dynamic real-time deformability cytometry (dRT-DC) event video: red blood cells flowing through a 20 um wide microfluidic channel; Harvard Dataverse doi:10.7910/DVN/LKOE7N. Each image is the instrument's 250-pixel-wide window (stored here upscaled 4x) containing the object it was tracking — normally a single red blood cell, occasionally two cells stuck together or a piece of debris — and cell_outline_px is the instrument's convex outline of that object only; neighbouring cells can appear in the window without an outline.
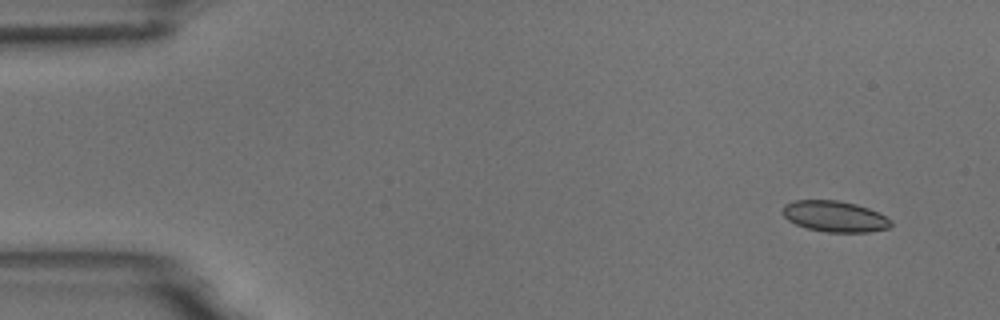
{"species": "common noctule bat (a hibernating species)", "species_latin": "Nyctalus noctula", "temperature_condition": "room temperature", "stored_images_in_passage": 5, "camera_frame_rate_fps": 3000, "um_per_image_px": 0.085, "animal": {"sex": "male", "body_mass_g": 18.8}, "frame": {"image": 1, "passage_image": 1, "time_ms": 0.0, "image_size_px": [1000, 320], "cell_outline_px": [[892, 224], [888, 228], [868, 232], [828, 232], [808, 228], [796, 224], [788, 220], [784, 216], [784, 204], [796, 200], [836, 200], [856, 204], [868, 208], [892, 220]], "centroid_in_image_um": [70.96, 18.39], "position_along_channel_um": 14.0, "area_um2": 19.31}}
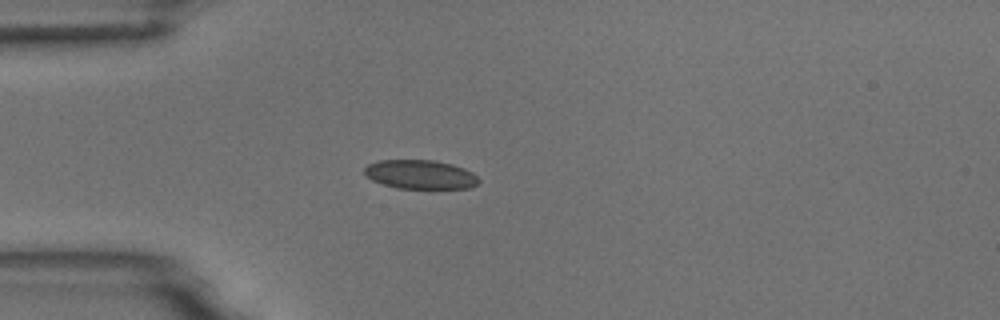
{"frame": {"image": 2, "passage_image": 4, "time_ms": 3.667, "image_size_px": [1000, 320], "cell_outline_px": [[480, 180], [472, 188], [396, 188], [372, 180], [364, 176], [364, 168], [368, 164], [380, 160], [436, 160], [452, 164], [464, 168], [472, 172]], "centroid_in_image_um": [35.71, 14.82], "position_along_channel_um": 49.3, "area_um2": 19.36}}